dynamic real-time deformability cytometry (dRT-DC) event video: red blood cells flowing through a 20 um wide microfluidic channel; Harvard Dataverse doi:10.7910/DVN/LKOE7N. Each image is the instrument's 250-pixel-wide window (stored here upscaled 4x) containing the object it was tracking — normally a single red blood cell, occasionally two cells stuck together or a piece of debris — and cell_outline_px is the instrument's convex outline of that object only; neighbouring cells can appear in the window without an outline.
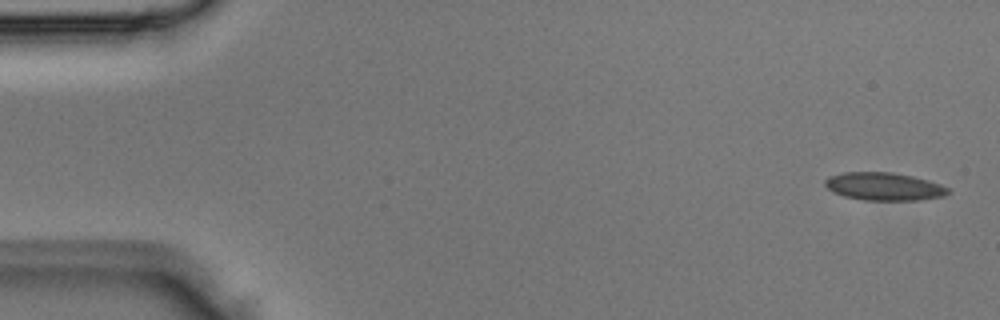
{"species": "Egyptian fruit bat (a non-hibernating species)", "species_latin": "Rousettus aegyptiacus", "temperature_condition": "room temperature", "stored_images_in_passage": 4, "segment_of_instrument_passage": [2, 2], "camera_frame_rate_fps": 3000, "um_per_image_px": 0.085, "animal": {"sex": "male"}, "frame": {"image": 1, "passage_image": 4, "time_ms": 1.0, "image_size_px": [1000, 320], "cell_outline_px": [[952, 192], [944, 196], [920, 200], [864, 200], [844, 196], [832, 192], [824, 184], [824, 180], [828, 176], [844, 172], [892, 172], [912, 176], [928, 180], [940, 184], [948, 188]], "centroid_in_image_um": [75.14, 15.85], "position_along_channel_um": 9.9, "area_um2": 20.11}}